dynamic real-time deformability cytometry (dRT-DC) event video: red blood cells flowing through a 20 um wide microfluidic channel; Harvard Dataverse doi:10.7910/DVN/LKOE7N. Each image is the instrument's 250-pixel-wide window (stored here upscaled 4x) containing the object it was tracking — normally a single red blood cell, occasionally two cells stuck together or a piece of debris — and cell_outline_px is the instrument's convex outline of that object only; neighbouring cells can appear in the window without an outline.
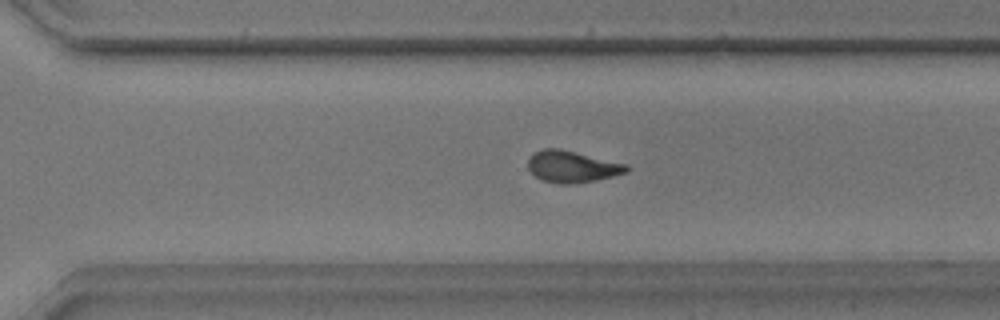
{"species": "common noctule bat (a hibernating species)", "species_latin": "Nyctalus noctula", "temperature_condition": "warm", "stored_images_in_passage": 24, "camera_frame_rate_fps": 3000, "um_per_image_px": 0.085, "animal": {"sex": "male", "body_mass_g": 17.9}, "frame": {"image": 1, "passage_image": 23, "time_ms": 7.333, "image_size_px": [1000, 320], "cell_outline_px": [[628, 172], [612, 176], [592, 180], [568, 184], [560, 184], [544, 180], [536, 176], [528, 168], [528, 160], [536, 152], [544, 148], [560, 148], [628, 164]], "centroid_in_image_um": [48.64, 14.14], "position_along_channel_um": 322.0, "area_um2": 17.86}}